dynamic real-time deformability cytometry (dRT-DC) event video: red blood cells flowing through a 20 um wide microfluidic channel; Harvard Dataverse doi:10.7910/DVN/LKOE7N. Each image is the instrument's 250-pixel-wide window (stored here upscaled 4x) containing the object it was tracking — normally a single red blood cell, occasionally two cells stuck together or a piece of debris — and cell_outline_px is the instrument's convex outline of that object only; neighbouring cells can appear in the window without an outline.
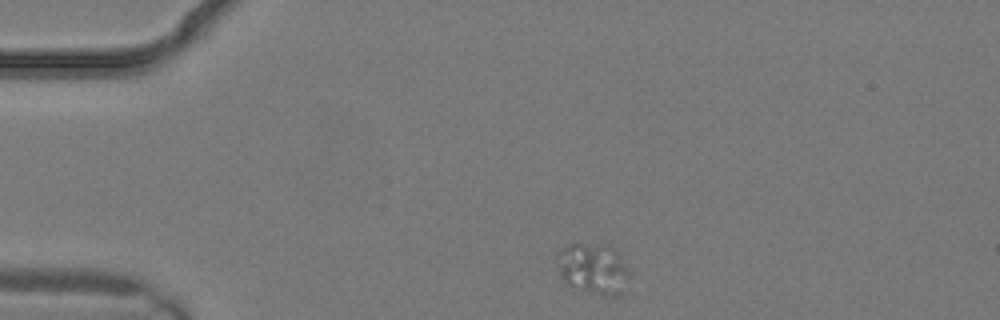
{"species": "common noctule bat (a hibernating species)", "species_latin": "Nyctalus noctula", "temperature_condition": "warm", "stored_images_in_passage": 2, "camera_frame_rate_fps": 3000, "um_per_image_px": 0.085, "animal": {"sex": "male", "body_mass_g": 19.2, "forearm_length_mm": 51.8}, "frame": {"image": 1, "passage_image": 2, "time_ms": 0.333, "image_size_px": [1000, 320], "cell_outline_px": [[628, 276], [624, 292], [616, 296], [604, 296], [588, 292], [568, 284], [560, 276], [556, 256], [556, 252], [568, 244], [608, 244], [616, 252], [628, 272]], "centroid_in_image_um": [50.38, 22.84], "position_along_channel_um": 34.6, "area_um2": 21.27}}